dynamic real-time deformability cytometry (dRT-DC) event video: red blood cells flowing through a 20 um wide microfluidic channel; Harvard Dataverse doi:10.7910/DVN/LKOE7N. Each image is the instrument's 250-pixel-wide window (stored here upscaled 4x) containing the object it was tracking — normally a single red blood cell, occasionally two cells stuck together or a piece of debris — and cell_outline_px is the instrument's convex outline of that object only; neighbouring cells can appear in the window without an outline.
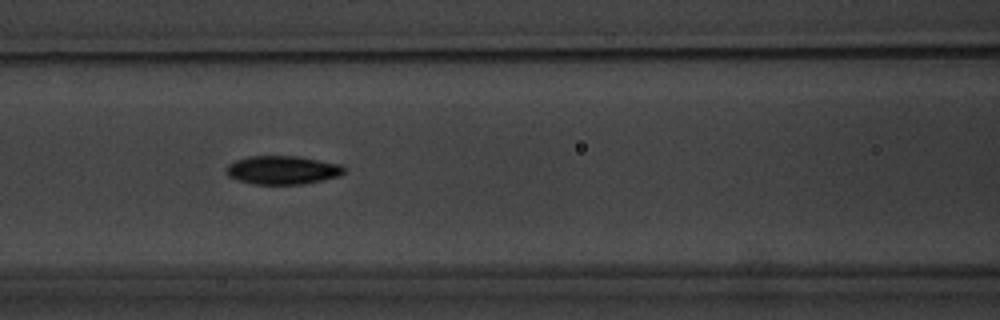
{"species": "common noctule bat (a hibernating species)", "species_latin": "Nyctalus noctula", "temperature_condition": "warm", "stored_images_in_passage": 19, "segment_of_instrument_passage": [1, 2], "camera_frame_rate_fps": 3000, "um_per_image_px": 0.085, "animal": {"sex": "male", "body_mass_g": 20.1, "forearm_length_mm": 53.5}, "frame": {"image": 1, "passage_image": 9, "time_ms": 10.0, "image_size_px": [1000, 320], "cell_outline_px": [[348, 168], [340, 176], [300, 184], [252, 184], [228, 176], [224, 168], [228, 164], [236, 160], [248, 156], [296, 156], [340, 164]], "centroid_in_image_um": [24.0, 14.45], "position_along_channel_um": 142.6, "area_um2": 19.54}}
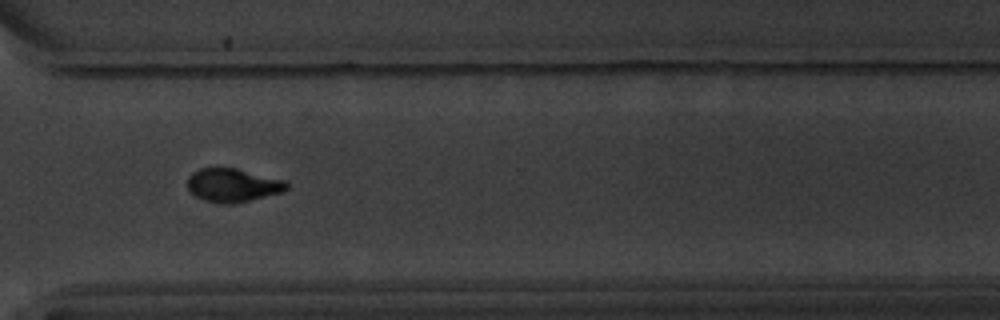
{"frame": {"image": 2, "passage_image": 14, "time_ms": 16.0, "image_size_px": [1000, 320], "cell_outline_px": [[288, 188], [284, 192], [248, 200], [204, 200], [196, 196], [188, 188], [188, 176], [192, 172], [200, 168], [236, 168], [284, 180], [288, 184]], "centroid_in_image_um": [19.81, 15.68], "position_along_channel_um": 350.8, "area_um2": 18.44}}
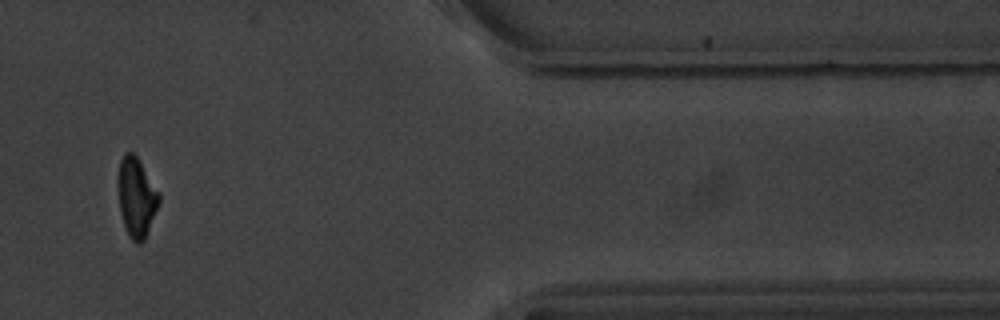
{"frame": {"image": 3, "passage_image": 16, "time_ms": 18.333, "image_size_px": [1000, 320], "cell_outline_px": [[160, 200], [144, 240], [140, 244], [136, 244], [132, 240], [124, 224], [120, 212], [116, 184], [116, 180], [120, 160], [124, 152], [132, 152], [136, 156], [160, 192]], "centroid_in_image_um": [11.57, 16.73], "position_along_channel_um": 399.8, "area_um2": 19.07}}